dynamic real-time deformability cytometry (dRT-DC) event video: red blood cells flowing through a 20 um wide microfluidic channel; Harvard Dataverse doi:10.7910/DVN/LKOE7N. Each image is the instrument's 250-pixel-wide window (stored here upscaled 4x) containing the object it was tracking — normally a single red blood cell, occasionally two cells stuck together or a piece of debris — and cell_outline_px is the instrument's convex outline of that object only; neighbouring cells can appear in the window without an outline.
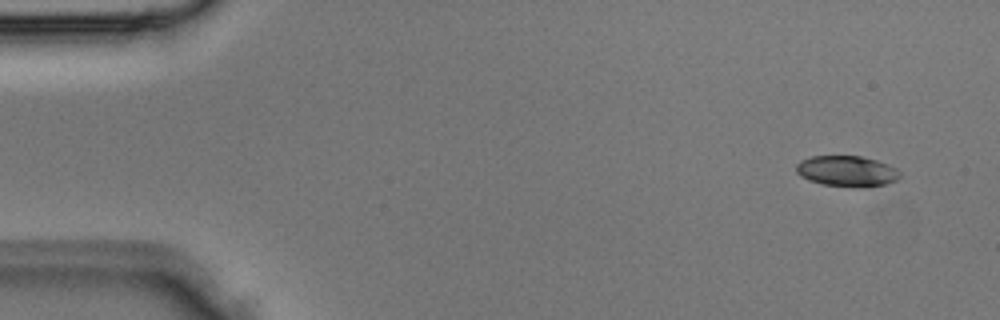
{"species": "Egyptian fruit bat (a non-hibernating species)", "species_latin": "Rousettus aegyptiacus", "temperature_condition": "room temperature", "stored_images_in_passage": 4, "camera_frame_rate_fps": 3000, "um_per_image_px": 0.085, "animal": {"sex": "male"}, "frame": {"image": 1, "passage_image": 1, "time_ms": 0.0, "image_size_px": [1000, 320], "cell_outline_px": [[900, 176], [896, 180], [884, 184], [868, 188], [860, 188], [824, 184], [808, 180], [800, 176], [796, 172], [796, 164], [800, 160], [812, 156], [860, 156], [876, 160], [896, 168], [900, 172]], "centroid_in_image_um": [71.97, 14.55], "position_along_channel_um": 13.0, "area_um2": 18.67}}
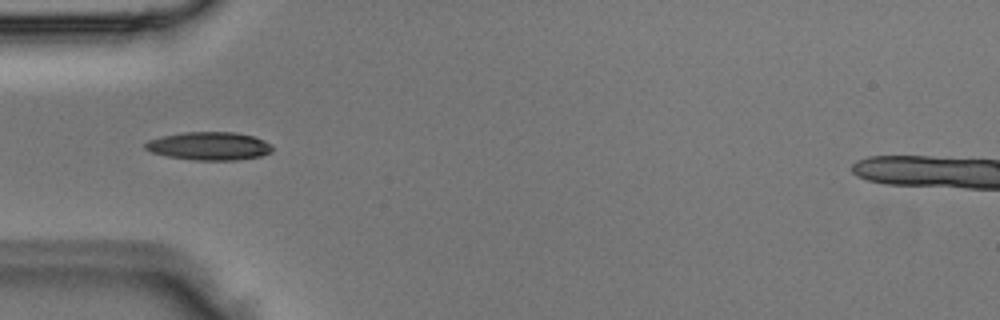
{"frame": {"image": 2, "passage_image": 4, "time_ms": 1.0, "image_size_px": [1000, 320], "cell_outline_px": [[272, 152], [260, 156], [236, 160], [192, 160], [168, 156], [152, 152], [144, 148], [144, 144], [148, 140], [160, 136], [184, 132], [236, 132], [252, 136], [264, 140], [272, 144]], "centroid_in_image_um": [17.78, 12.41], "position_along_channel_um": 67.2, "area_um2": 20.92}}